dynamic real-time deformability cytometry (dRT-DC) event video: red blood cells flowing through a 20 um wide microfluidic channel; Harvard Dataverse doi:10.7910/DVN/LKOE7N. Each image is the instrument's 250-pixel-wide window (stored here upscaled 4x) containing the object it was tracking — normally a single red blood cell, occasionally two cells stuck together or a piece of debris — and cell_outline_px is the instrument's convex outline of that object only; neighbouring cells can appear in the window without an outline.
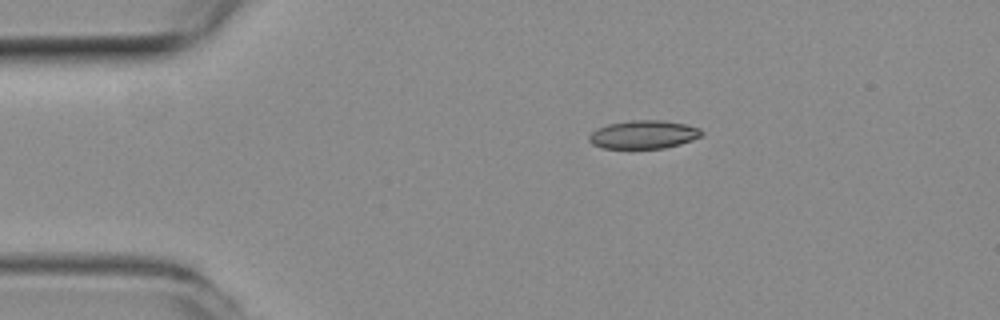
{"species": "common noctule bat (a hibernating species)", "species_latin": "Nyctalus noctula", "temperature_condition": "room temperature", "stored_images_in_passage": 6, "camera_frame_rate_fps": 3000, "um_per_image_px": 0.085, "animal": {"sex": "female", "body_mass_g": 19.3, "forearm_length_mm": 54.1}, "frame": {"image": 1, "passage_image": 1, "time_ms": 0.0, "image_size_px": [1000, 320], "cell_outline_px": [[704, 132], [700, 136], [692, 140], [680, 144], [664, 148], [600, 148], [592, 144], [588, 140], [588, 136], [596, 128], [608, 124], [632, 120], [660, 120], [684, 124], [700, 128]], "centroid_in_image_um": [54.67, 11.44], "position_along_channel_um": 30.3, "area_um2": 18.55}}